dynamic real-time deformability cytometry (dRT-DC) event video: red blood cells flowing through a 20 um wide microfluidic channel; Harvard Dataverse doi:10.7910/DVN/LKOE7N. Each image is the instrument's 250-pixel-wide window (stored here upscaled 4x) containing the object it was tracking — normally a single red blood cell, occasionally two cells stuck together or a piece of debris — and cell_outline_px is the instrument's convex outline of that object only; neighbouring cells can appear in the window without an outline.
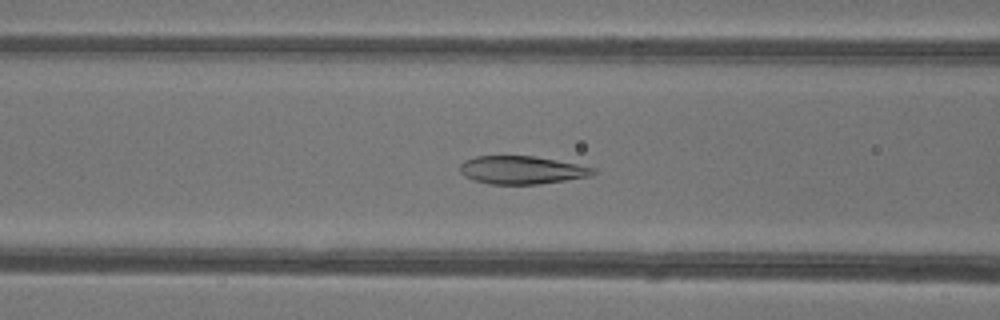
{"species": "common noctule bat (a hibernating species)", "species_latin": "Nyctalus noctula", "temperature_condition": "warm", "stored_images_in_passage": 50, "camera_frame_rate_fps": 3000, "um_per_image_px": 0.085, "animal": {"sex": "female"}, "frame": {"image": 1, "passage_image": 22, "time_ms": 7.0, "image_size_px": [1000, 320], "cell_outline_px": [[596, 172], [592, 176], [540, 184], [488, 184], [472, 180], [464, 176], [460, 172], [460, 164], [464, 160], [476, 156], [532, 156], [556, 160], [596, 168]], "centroid_in_image_um": [44.33, 14.46], "position_along_channel_um": 122.3, "area_um2": 21.85}}
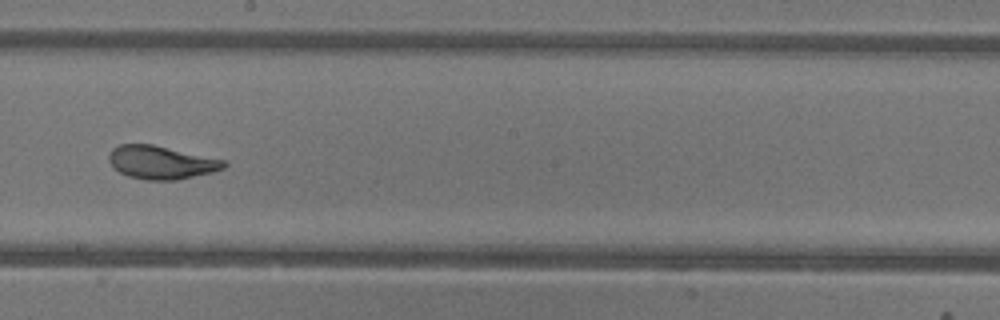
{"frame": {"image": 2, "passage_image": 30, "time_ms": 9.667, "image_size_px": [1000, 320], "cell_outline_px": [[228, 164], [224, 168], [212, 172], [176, 180], [148, 180], [128, 176], [120, 172], [108, 160], [108, 156], [112, 148], [120, 144], [152, 144], [228, 160]], "centroid_in_image_um": [13.74, 13.79], "position_along_channel_um": 234.5, "area_um2": 22.31}}
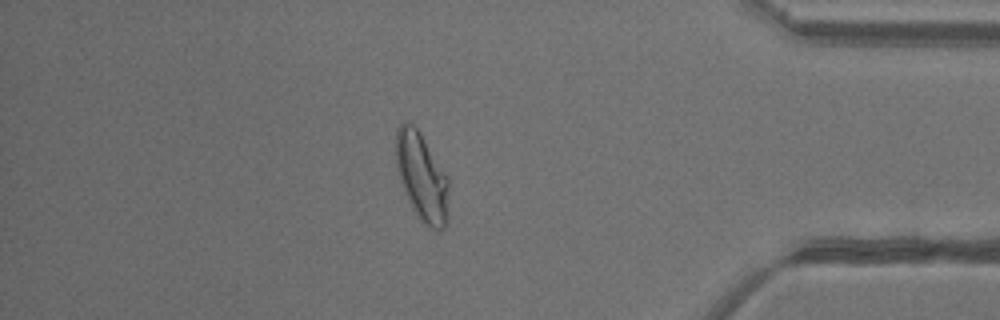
{"frame": {"image": 3, "passage_image": 44, "time_ms": 14.333, "image_size_px": [1000, 320], "cell_outline_px": [[448, 216], [444, 228], [440, 232], [436, 232], [424, 224], [416, 216], [408, 200], [400, 180], [396, 168], [396, 128], [404, 120], [412, 124], [420, 132], [448, 180]], "centroid_in_image_um": [35.84, 15.08], "position_along_channel_um": 399.4, "area_um2": 27.11}, "authors_computed_cell_mechanics": {"area_um2": 25.0852, "velocity_mm_per_s": 4.2153, "shape_relaxation_time_tau1_ms": 4.2521, "shape_relaxation_time_tau2_ms": 0.7497, "deformation_change_tau1": 0.166, "deformation_change_tau2": 0.0629}}